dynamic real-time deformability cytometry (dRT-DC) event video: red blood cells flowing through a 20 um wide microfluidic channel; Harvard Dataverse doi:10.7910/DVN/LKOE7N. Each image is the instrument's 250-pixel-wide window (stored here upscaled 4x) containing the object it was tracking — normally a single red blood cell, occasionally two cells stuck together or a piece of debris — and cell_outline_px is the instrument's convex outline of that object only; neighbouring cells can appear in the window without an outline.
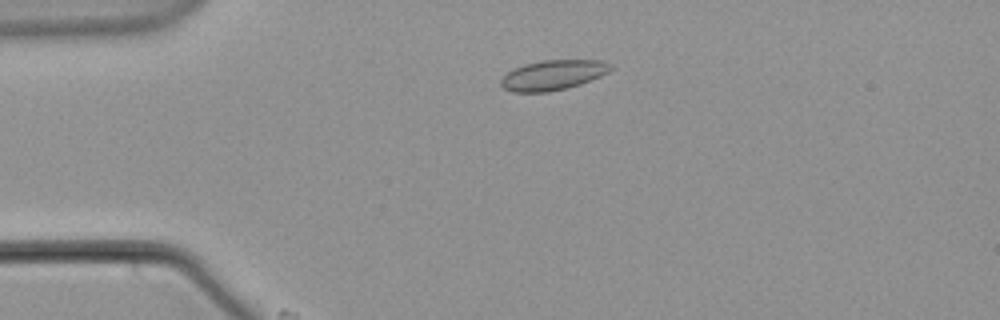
{"species": "common noctule bat (a hibernating species)", "species_latin": "Nyctalus noctula", "temperature_condition": "warm", "stored_images_in_passage": 28, "camera_frame_rate_fps": 3000, "um_per_image_px": 0.085, "animal": {"sex": "male", "body_mass_g": 21.5, "forearm_length_mm": 52.0}, "frame": {"image": 1, "passage_image": 8, "time_ms": 2.333, "image_size_px": [1000, 320], "cell_outline_px": [[612, 68], [608, 72], [600, 76], [580, 84], [548, 92], [512, 92], [504, 88], [500, 84], [500, 80], [508, 72], [524, 64], [544, 60], [600, 60], [612, 64]], "centroid_in_image_um": [47.0, 6.38], "position_along_channel_um": 38.0, "area_um2": 18.96}}